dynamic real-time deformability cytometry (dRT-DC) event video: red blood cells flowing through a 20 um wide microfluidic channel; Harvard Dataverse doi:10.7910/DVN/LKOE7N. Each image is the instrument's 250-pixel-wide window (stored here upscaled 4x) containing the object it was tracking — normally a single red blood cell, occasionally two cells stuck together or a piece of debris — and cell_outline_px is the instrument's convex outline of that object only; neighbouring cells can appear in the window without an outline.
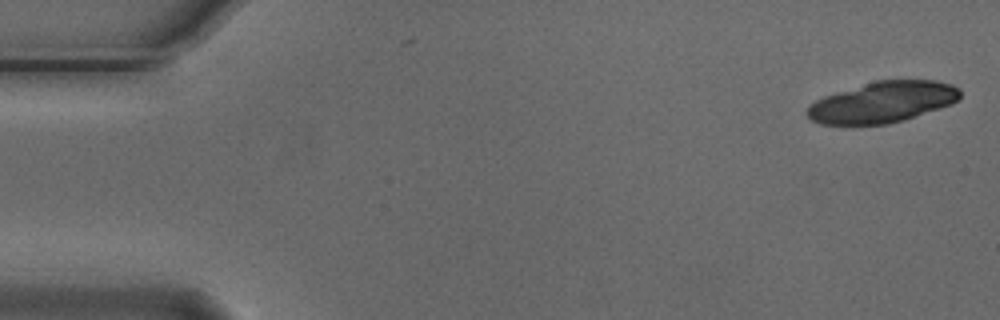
{"species": "Egyptian fruit bat (a non-hibernating species)", "species_latin": "Rousettus aegyptiacus", "temperature_condition": "cold", "stored_images_in_passage": 6, "camera_frame_rate_fps": 3000, "um_per_image_px": 0.085, "animal": {"sex": "male"}, "frame": {"image": 1, "passage_image": 1, "time_ms": 0.0, "image_size_px": [1000, 320], "cell_outline_px": [[960, 96], [952, 104], [904, 120], [884, 124], [820, 124], [812, 120], [804, 112], [808, 104], [824, 96], [876, 80], [936, 80], [952, 84], [960, 88]], "centroid_in_image_um": [75.01, 8.67], "position_along_channel_um": 10.0, "area_um2": 36.47}}